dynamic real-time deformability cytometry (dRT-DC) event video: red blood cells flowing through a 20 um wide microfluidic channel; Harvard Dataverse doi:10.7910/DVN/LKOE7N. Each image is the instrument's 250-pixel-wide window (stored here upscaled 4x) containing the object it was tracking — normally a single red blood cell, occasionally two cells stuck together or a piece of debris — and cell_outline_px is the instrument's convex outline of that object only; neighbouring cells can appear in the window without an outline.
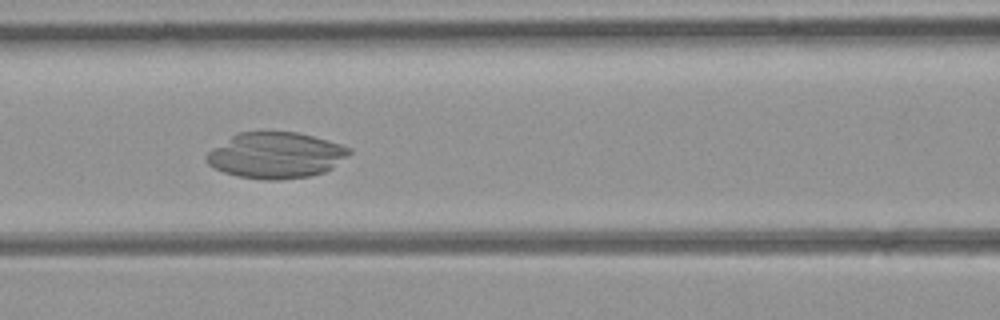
{"species": "common noctule bat (a hibernating species)", "species_latin": "Nyctalus noctula", "temperature_condition": "room temperature", "stored_images_in_passage": 51, "camera_frame_rate_fps": 3000, "um_per_image_px": 0.085, "animal": {"sex": "female", "body_mass_g": 21.9}, "frame": {"image": 1, "passage_image": 22, "time_ms": 7.0, "image_size_px": [1000, 320], "cell_outline_px": [[352, 152], [332, 168], [324, 172], [308, 176], [280, 180], [264, 180], [236, 176], [224, 172], [208, 164], [204, 160], [204, 156], [208, 152], [232, 136], [240, 132], [296, 132], [312, 136], [340, 144], [352, 148]], "centroid_in_image_um": [23.44, 13.21], "position_along_channel_um": 143.2, "area_um2": 38.03}}
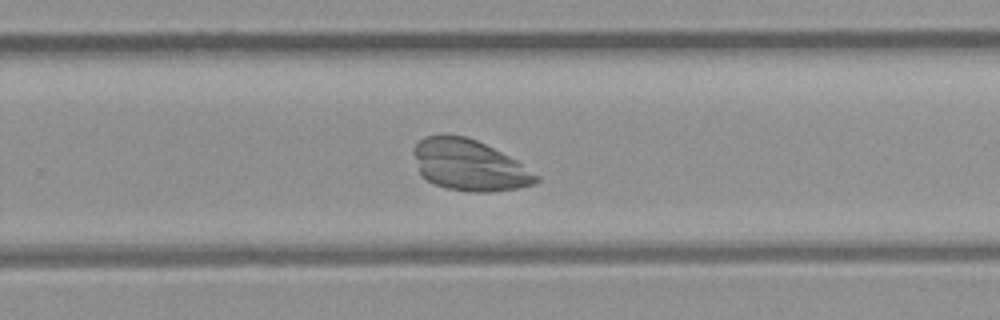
{"frame": {"image": 2, "passage_image": 33, "time_ms": 10.667, "image_size_px": [1000, 320], "cell_outline_px": [[540, 180], [536, 184], [516, 188], [488, 192], [468, 192], [448, 188], [436, 184], [420, 176], [412, 152], [412, 148], [424, 136], [468, 136], [516, 160], [540, 176]], "centroid_in_image_um": [39.88, 14.06], "position_along_channel_um": 289.9, "area_um2": 36.18}}
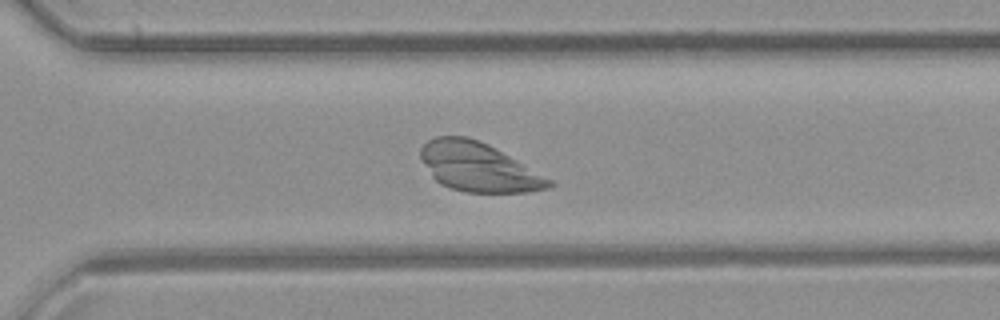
{"frame": {"image": 3, "passage_image": 36, "time_ms": 11.667, "image_size_px": [1000, 320], "cell_outline_px": [[556, 184], [552, 188], [528, 192], [464, 192], [448, 188], [440, 184], [432, 176], [424, 164], [420, 156], [420, 148], [428, 140], [436, 136], [468, 136], [488, 144], [556, 180]], "centroid_in_image_um": [40.73, 14.21], "position_along_channel_um": 329.9, "area_um2": 37.11}}